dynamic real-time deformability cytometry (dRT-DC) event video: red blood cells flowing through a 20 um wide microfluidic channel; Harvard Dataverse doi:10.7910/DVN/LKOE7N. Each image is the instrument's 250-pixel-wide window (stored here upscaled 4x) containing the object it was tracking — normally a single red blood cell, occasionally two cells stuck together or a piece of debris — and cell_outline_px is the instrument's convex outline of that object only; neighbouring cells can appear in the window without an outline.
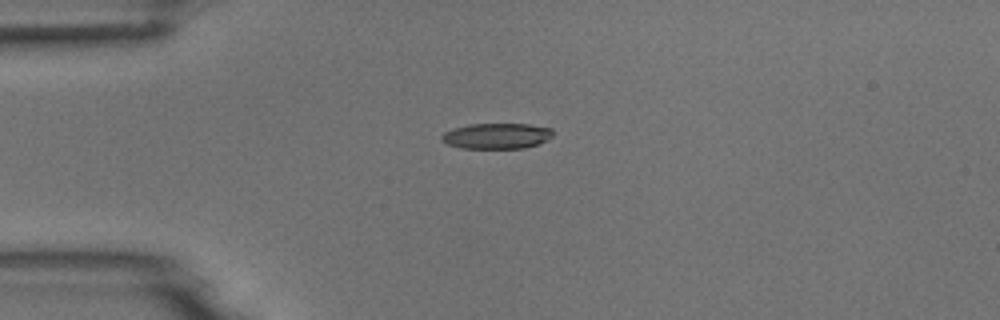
{"species": "common noctule bat (a hibernating species)", "species_latin": "Nyctalus noctula", "temperature_condition": "room temperature", "stored_images_in_passage": 41, "camera_frame_rate_fps": 3000, "um_per_image_px": 0.085, "animal": {"sex": "male", "body_mass_g": 18.8}, "frame": {"image": 1, "passage_image": 1, "time_ms": 0.0, "image_size_px": [1000, 320], "cell_outline_px": [[552, 136], [536, 144], [524, 148], [460, 148], [448, 144], [440, 140], [440, 136], [444, 132], [452, 128], [468, 124], [528, 124], [552, 128]], "centroid_in_image_um": [42.15, 11.55], "position_along_channel_um": 42.8, "area_um2": 16.59}}
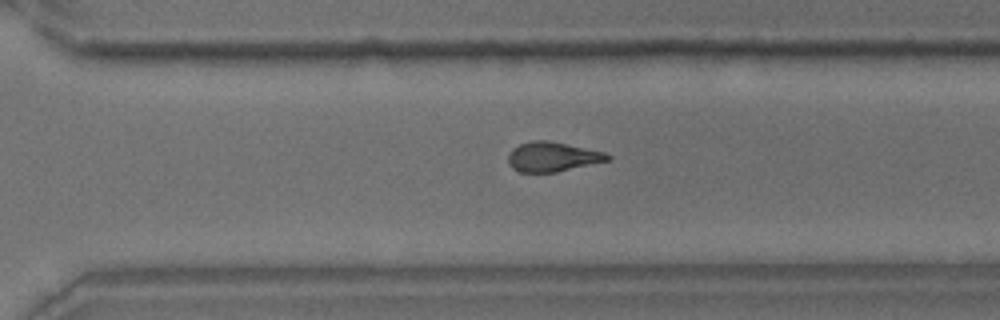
{"frame": {"image": 2, "passage_image": 25, "time_ms": 8.0, "image_size_px": [1000, 320], "cell_outline_px": [[612, 160], [556, 172], [520, 172], [512, 168], [508, 164], [508, 152], [512, 148], [520, 144], [532, 140], [548, 140], [604, 152], [612, 156]], "centroid_in_image_um": [46.95, 13.33], "position_along_channel_um": 323.6, "area_um2": 17.28}}
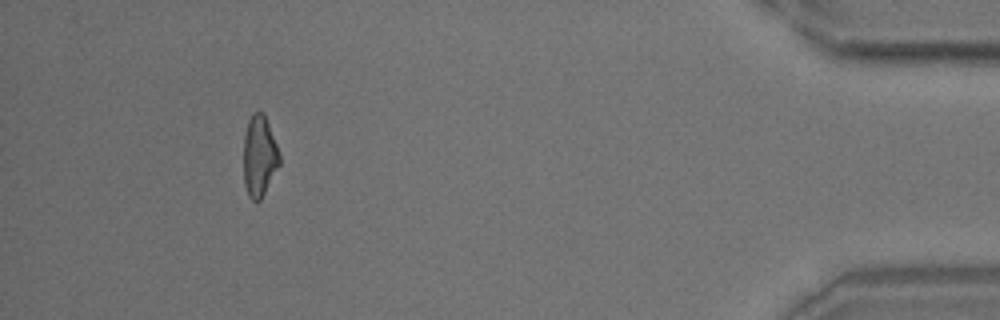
{"frame": {"image": 3, "passage_image": 37, "time_ms": 12.0, "image_size_px": [1000, 320], "cell_outline_px": [[280, 164], [260, 200], [252, 200], [248, 196], [244, 184], [244, 136], [248, 120], [252, 112], [264, 112], [280, 152]], "centroid_in_image_um": [22.05, 13.24], "position_along_channel_um": 413.2, "area_um2": 17.05}, "authors_computed_cell_mechanics": {"area_um2": 17.7446, "velocity_mm_per_s": 3.7851, "shape_relaxation_time_tau1_ms": 7.8375, "shape_relaxation_time_tau2_ms": 2.6781, "deformation_change_tau1": 0.2111, "deformation_change_tau2": 0.1129}}